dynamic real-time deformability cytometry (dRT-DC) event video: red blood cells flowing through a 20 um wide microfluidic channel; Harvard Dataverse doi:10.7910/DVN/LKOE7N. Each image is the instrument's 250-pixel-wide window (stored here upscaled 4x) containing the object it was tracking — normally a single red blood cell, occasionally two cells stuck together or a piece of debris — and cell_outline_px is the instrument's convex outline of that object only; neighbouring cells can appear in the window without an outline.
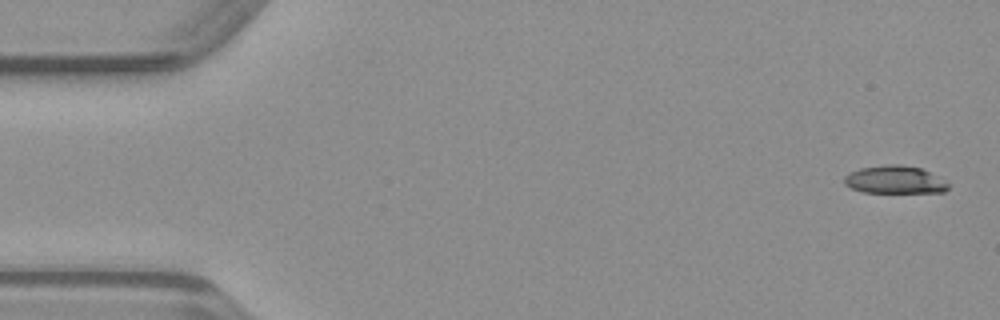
{"species": "common noctule bat (a hibernating species)", "species_latin": "Nyctalus noctula", "temperature_condition": "warm", "stored_images_in_passage": 15, "camera_frame_rate_fps": 3000, "um_per_image_px": 0.085, "animal": {"sex": "male", "body_mass_g": 23.1, "forearm_length_mm": 52.7}, "frame": {"image": 1, "passage_image": 2, "time_ms": 0.333, "image_size_px": [1000, 320], "cell_outline_px": [[952, 184], [944, 192], [864, 192], [852, 188], [844, 184], [844, 176], [848, 172], [860, 168], [888, 164], [900, 164], [920, 168]], "centroid_in_image_um": [76.04, 15.27], "position_along_channel_um": 9.0, "area_um2": 16.82}}
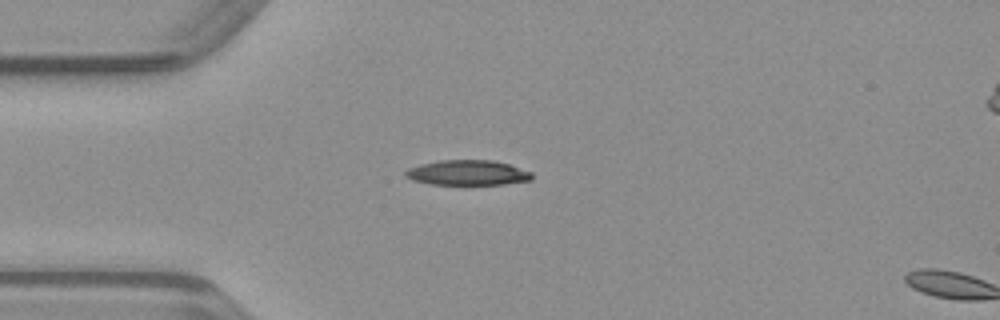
{"frame": {"image": 2, "passage_image": 13, "time_ms": 4.0, "image_size_px": [1000, 320], "cell_outline_px": [[532, 180], [504, 184], [432, 184], [412, 180], [404, 176], [404, 172], [408, 168], [420, 164], [440, 160], [492, 160], [508, 164], [532, 172]], "centroid_in_image_um": [39.73, 14.68], "position_along_channel_um": 45.3, "area_um2": 18.44}}